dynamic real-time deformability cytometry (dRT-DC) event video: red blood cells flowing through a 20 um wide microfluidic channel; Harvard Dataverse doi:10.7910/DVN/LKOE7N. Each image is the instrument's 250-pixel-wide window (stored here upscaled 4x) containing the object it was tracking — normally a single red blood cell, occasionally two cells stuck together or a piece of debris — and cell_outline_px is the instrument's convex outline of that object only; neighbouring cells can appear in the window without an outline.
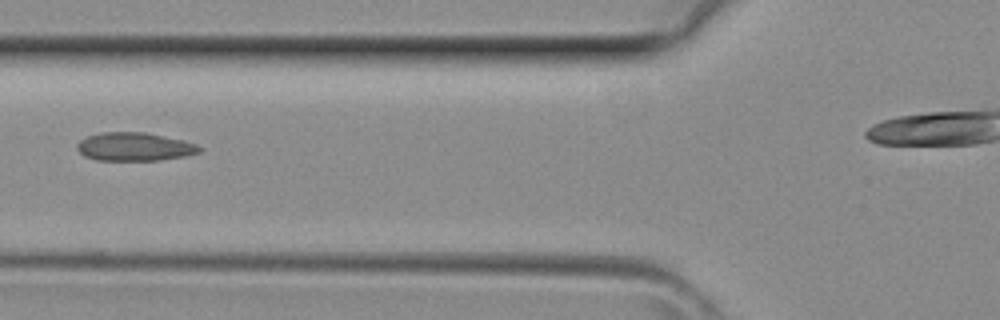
{"species": "common noctule bat (a hibernating species)", "species_latin": "Nyctalus noctula", "temperature_condition": "room temperature", "stored_images_in_passage": 3, "camera_frame_rate_fps": 3000, "um_per_image_px": 0.085, "animal": {"sex": "female", "body_mass_g": 29.2, "forearm_length_mm": 56.3}, "frame": {"image": 1, "passage_image": 3, "time_ms": 0.667, "image_size_px": [1000, 320], "cell_outline_px": [[200, 152], [188, 156], [160, 160], [96, 160], [84, 156], [76, 148], [76, 144], [80, 140], [88, 136], [100, 132], [144, 132], [184, 140], [196, 144], [200, 148]], "centroid_in_image_um": [11.42, 12.47], "position_along_channel_um": 114.4, "area_um2": 20.29}}